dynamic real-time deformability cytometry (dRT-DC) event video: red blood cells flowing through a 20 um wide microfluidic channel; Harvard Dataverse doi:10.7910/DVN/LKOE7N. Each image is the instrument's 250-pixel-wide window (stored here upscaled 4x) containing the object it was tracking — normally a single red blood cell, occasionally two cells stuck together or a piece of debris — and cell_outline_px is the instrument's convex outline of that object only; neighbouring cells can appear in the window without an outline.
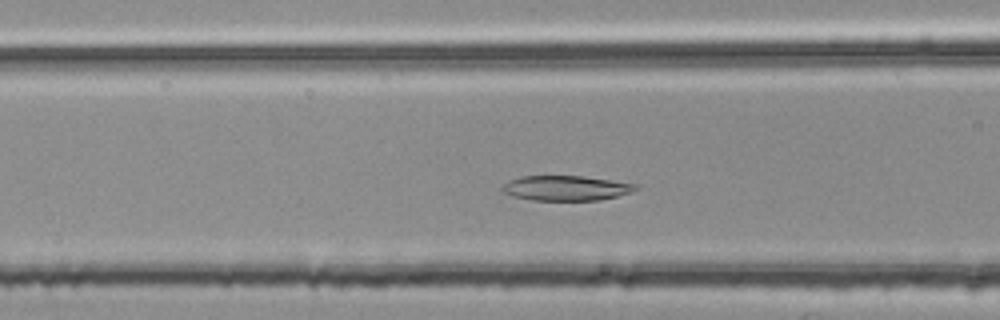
{"species": "common noctule bat (a hibernating species)", "species_latin": "Nyctalus noctula", "temperature_condition": "room temperature", "stored_images_in_passage": 43, "camera_frame_rate_fps": 3000, "um_per_image_px": 0.085, "animal": {"sex": "female", "body_mass_g": 25.1}, "frame": {"image": 1, "passage_image": 14, "time_ms": 4.333, "image_size_px": [1000, 320], "cell_outline_px": [[624, 192], [612, 196], [592, 200], [540, 200], [520, 196], [516, 180], [528, 176], [576, 176], [604, 180], [624, 184]], "centroid_in_image_um": [48.21, 15.99], "position_along_channel_um": 118.4, "area_um2": 15.84}}
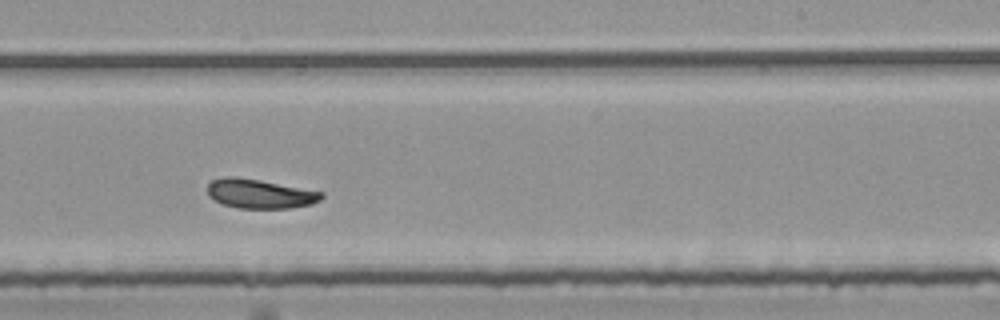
{"frame": {"image": 2, "passage_image": 26, "time_ms": 8.333, "image_size_px": [1000, 320], "cell_outline_px": [[320, 196], [316, 200], [308, 204], [284, 208], [248, 208], [228, 204], [216, 200], [208, 192], [208, 188], [216, 180], [252, 180], [320, 192]], "centroid_in_image_um": [22.12, 16.52], "position_along_channel_um": 266.9, "area_um2": 16.99}}
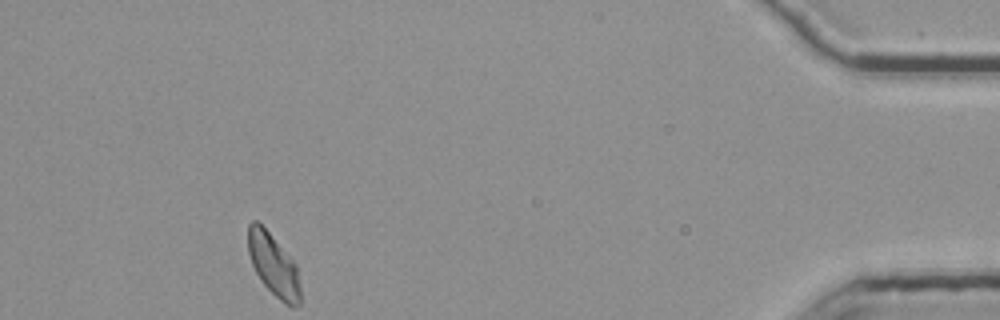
{"frame": {"image": 3, "passage_image": 43, "time_ms": 14.0, "image_size_px": [1000, 320], "cell_outline_px": [[296, 292], [288, 304], [272, 292], [268, 288], [260, 276], [252, 260], [248, 248], [248, 228], [252, 224], [260, 224], [264, 228], [296, 268]], "centroid_in_image_um": [23.11, 22.39], "position_along_channel_um": 412.1, "area_um2": 15.84}}